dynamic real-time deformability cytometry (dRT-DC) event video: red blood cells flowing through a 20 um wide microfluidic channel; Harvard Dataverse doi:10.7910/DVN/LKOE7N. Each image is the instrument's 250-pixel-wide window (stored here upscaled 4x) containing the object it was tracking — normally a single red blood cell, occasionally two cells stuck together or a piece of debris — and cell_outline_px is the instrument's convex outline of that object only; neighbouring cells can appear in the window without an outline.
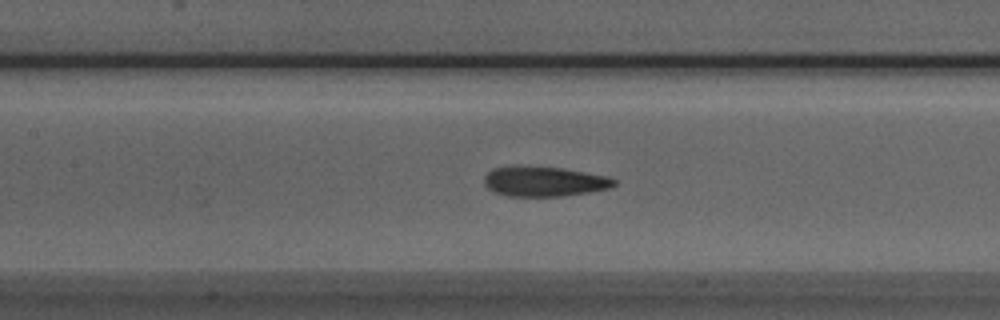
{"species": "Egyptian fruit bat (a non-hibernating species)", "species_latin": "Rousettus aegyptiacus", "temperature_condition": "room temperature", "stored_images_in_passage": 41, "camera_frame_rate_fps": 3000, "um_per_image_px": 0.085, "animal": {"sex": "male"}, "frame": {"image": 1, "passage_image": 12, "time_ms": 3.667, "image_size_px": [1000, 320], "cell_outline_px": [[616, 184], [608, 188], [588, 192], [560, 196], [508, 196], [496, 192], [488, 188], [484, 184], [484, 176], [492, 168], [512, 164], [516, 164], [560, 168], [608, 176], [616, 180]], "centroid_in_image_um": [46.19, 15.39], "position_along_channel_um": 161.2, "area_um2": 22.89}}
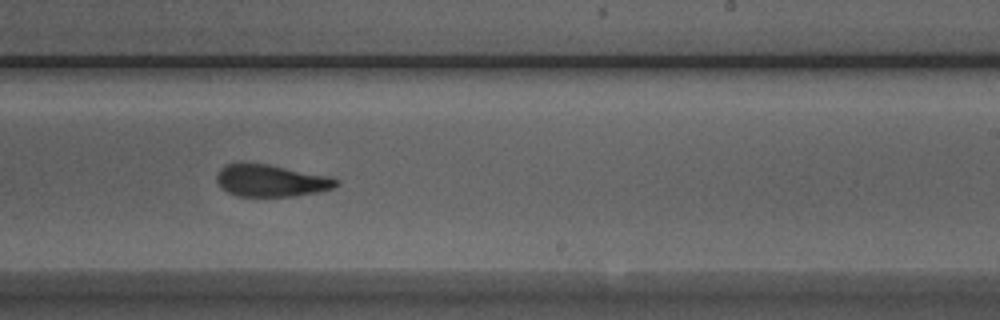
{"frame": {"image": 2, "passage_image": 20, "time_ms": 6.333, "image_size_px": [1000, 320], "cell_outline_px": [[340, 184], [332, 188], [320, 192], [292, 196], [236, 196], [220, 188], [216, 180], [216, 176], [220, 168], [224, 164], [240, 160], [268, 164], [328, 176], [340, 180]], "centroid_in_image_um": [22.97, 15.32], "position_along_channel_um": 266.0, "area_um2": 22.89}}
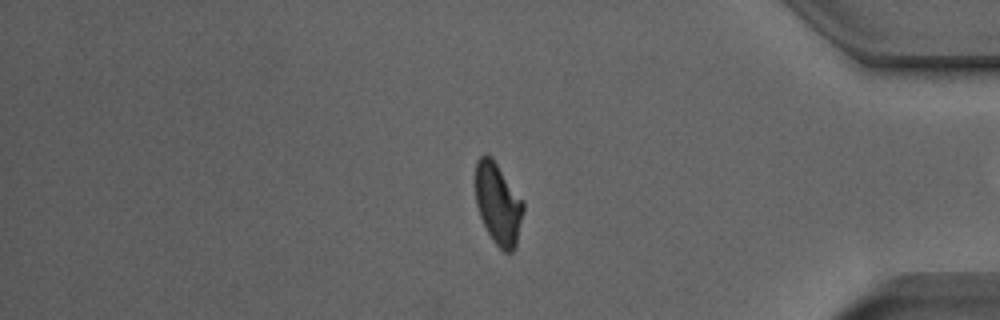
{"frame": {"image": 3, "passage_image": 32, "time_ms": 10.333, "image_size_px": [1000, 320], "cell_outline_px": [[524, 208], [516, 248], [512, 252], [504, 252], [492, 240], [480, 216], [476, 204], [476, 160], [484, 152], [492, 156], [524, 200]], "centroid_in_image_um": [42.36, 17.29], "position_along_channel_um": 392.8, "area_um2": 23.06}, "authors_computed_cell_mechanics": {"area_um2": 23.12, "velocity_mm_per_s": 3.9453, "shape_relaxation_time_tau1_ms": null, "shape_relaxation_time_tau2_ms": 1.9689, "deformation_change_tau1": null, "deformation_change_tau2": 0.0763}}